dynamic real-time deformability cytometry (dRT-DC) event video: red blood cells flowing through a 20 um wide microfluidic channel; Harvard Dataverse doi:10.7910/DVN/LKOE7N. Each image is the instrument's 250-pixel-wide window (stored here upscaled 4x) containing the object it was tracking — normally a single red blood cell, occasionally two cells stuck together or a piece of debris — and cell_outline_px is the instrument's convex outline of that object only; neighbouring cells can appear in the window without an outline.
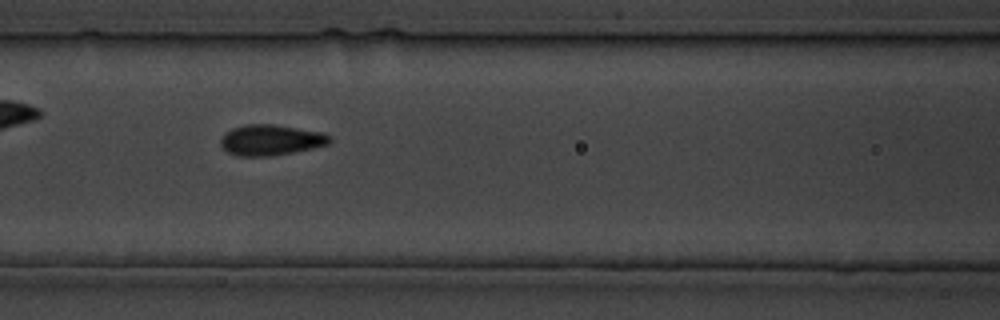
{"species": "common noctule bat (a hibernating species)", "species_latin": "Nyctalus noctula", "temperature_condition": "cold", "stored_images_in_passage": 30, "camera_frame_rate_fps": 3000, "um_per_image_px": 0.085, "animal": {"sex": "male", "body_mass_g": 19.5, "forearm_length_mm": 54.6}, "frame": {"image": 1, "passage_image": 9, "time_ms": 10.0, "image_size_px": [1000, 320], "cell_outline_px": [[332, 140], [328, 144], [312, 148], [272, 156], [240, 156], [228, 152], [220, 144], [220, 140], [232, 128], [244, 124], [276, 124], [324, 132], [332, 136]], "centroid_in_image_um": [23.06, 11.89], "position_along_channel_um": 143.5, "area_um2": 19.54}}